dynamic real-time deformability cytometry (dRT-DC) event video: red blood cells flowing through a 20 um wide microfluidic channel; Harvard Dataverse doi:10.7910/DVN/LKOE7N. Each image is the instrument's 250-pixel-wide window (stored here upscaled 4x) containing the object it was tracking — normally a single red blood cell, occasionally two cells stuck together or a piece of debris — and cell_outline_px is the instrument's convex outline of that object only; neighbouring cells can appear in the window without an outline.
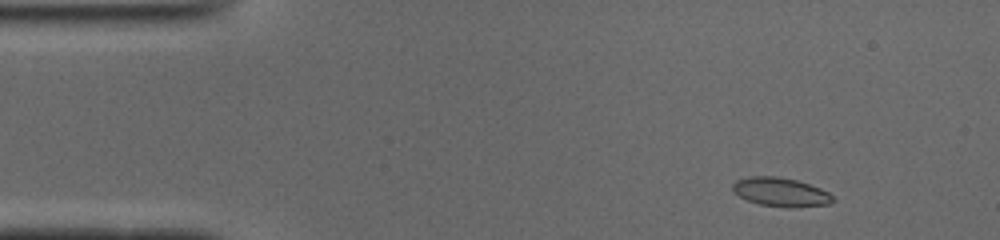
{"species": "common noctule bat (a hibernating species)", "species_latin": "Nyctalus noctula", "temperature_condition": "cold", "stored_images_in_passage": 48, "camera_frame_rate_fps": 3000, "um_per_image_px": 0.085, "animal": {"sex": "male", "body_mass_g": 19.0, "forearm_length_mm": 50.8}, "frame": {"image": 1, "passage_image": 3, "time_ms": 0.667, "image_size_px": [1000, 240], "cell_outline_px": [[836, 200], [828, 204], [796, 208], [788, 208], [760, 204], [748, 200], [740, 196], [732, 188], [732, 184], [736, 180], [748, 176], [776, 176], [796, 180], [820, 188], [828, 192]], "centroid_in_image_um": [66.38, 16.33], "position_along_channel_um": 18.6, "area_um2": 16.82}}
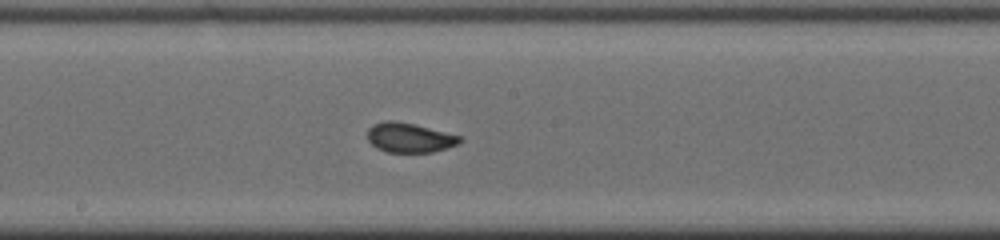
{"frame": {"image": 2, "passage_image": 24, "time_ms": 7.667, "image_size_px": [1000, 240], "cell_outline_px": [[464, 140], [460, 144], [448, 148], [432, 152], [388, 152], [376, 148], [368, 140], [368, 128], [372, 124], [384, 120], [396, 120], [416, 124], [460, 136]], "centroid_in_image_um": [34.82, 11.69], "position_along_channel_um": 213.4, "area_um2": 16.18}}
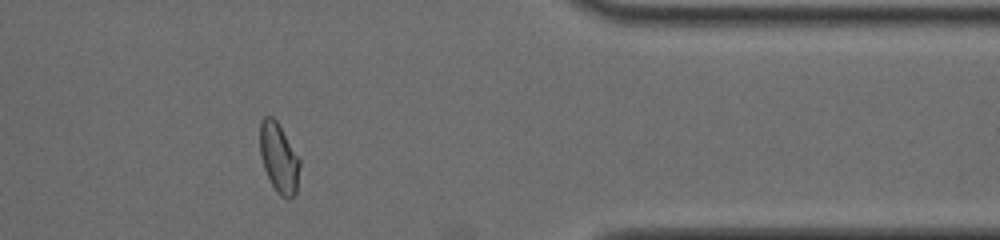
{"frame": {"image": 3, "passage_image": 39, "time_ms": 12.667, "image_size_px": [1000, 240], "cell_outline_px": [[300, 164], [296, 192], [288, 200], [280, 196], [276, 192], [264, 168], [260, 156], [260, 120], [264, 116], [272, 116], [276, 120], [300, 160]], "centroid_in_image_um": [23.69, 13.43], "position_along_channel_um": 387.7, "area_um2": 16.01}, "authors_computed_cell_mechanics": {"area_um2": 16.184, "velocity_mm_per_s": 3.9249, "shape_relaxation_time_tau1_ms": null, "shape_relaxation_time_tau2_ms": 0.8602, "deformation_change_tau1": null, "deformation_change_tau2": 0.0571}}